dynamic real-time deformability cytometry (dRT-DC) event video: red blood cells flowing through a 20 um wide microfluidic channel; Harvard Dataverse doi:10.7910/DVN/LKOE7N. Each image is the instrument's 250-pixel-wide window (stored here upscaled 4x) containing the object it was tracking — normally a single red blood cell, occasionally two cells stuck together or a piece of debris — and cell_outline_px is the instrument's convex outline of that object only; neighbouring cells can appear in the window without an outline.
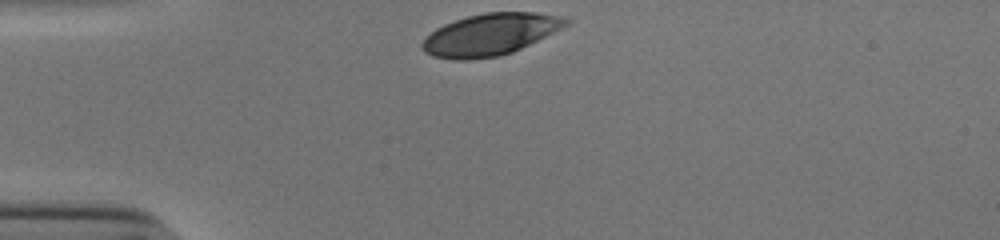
{"species": "human", "species_latin": "Homo sapiens", "temperature_condition": "cold", "stored_images_in_passage": 30, "camera_frame_rate_fps": 3000, "um_per_image_px": 0.085, "donor": {"sex": "male"}, "frame": {"image": 1, "passage_image": 1, "time_ms": 0.0, "image_size_px": [1000, 240], "cell_outline_px": [[572, 20], [568, 24], [512, 52], [500, 56], [468, 60], [452, 60], [432, 56], [424, 52], [420, 48], [420, 44], [436, 28], [444, 24], [468, 16], [484, 12], [536, 12], [568, 16]], "centroid_in_image_um": [41.66, 2.92], "position_along_channel_um": 43.3, "area_um2": 34.97}}
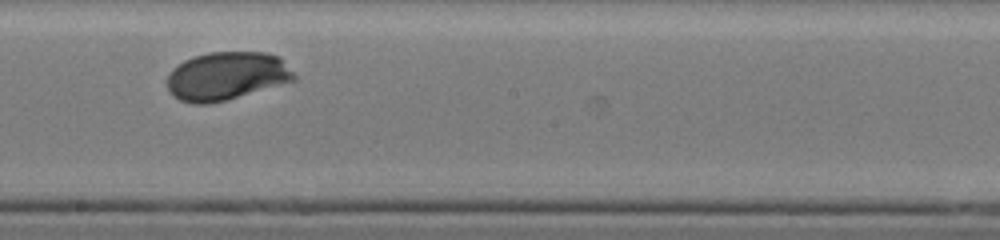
{"frame": {"image": 2, "passage_image": 18, "time_ms": 5.667, "image_size_px": [1000, 240], "cell_outline_px": [[296, 80], [224, 100], [208, 104], [192, 104], [180, 100], [172, 96], [168, 92], [168, 76], [172, 68], [184, 60], [196, 56], [212, 52], [264, 52], [280, 56], [296, 76]], "centroid_in_image_um": [19.24, 6.46], "position_along_channel_um": 229.0, "area_um2": 35.55}}
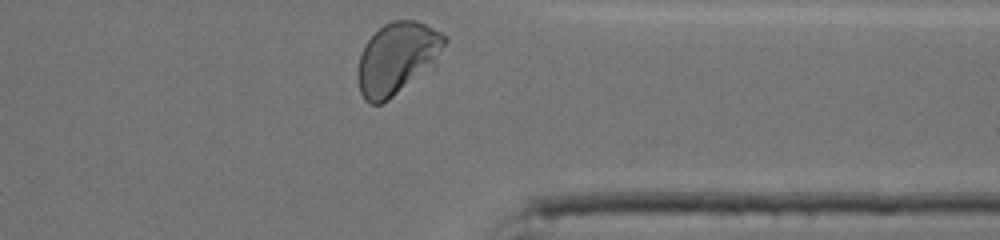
{"frame": {"image": 3, "passage_image": 30, "time_ms": 9.667, "image_size_px": [1000, 240], "cell_outline_px": [[448, 40], [436, 68], [388, 100], [380, 104], [368, 104], [364, 100], [360, 92], [356, 76], [356, 72], [360, 52], [364, 44], [384, 24], [392, 20], [416, 20], [440, 32]], "centroid_in_image_um": [33.78, 5.0], "position_along_channel_um": 377.6, "area_um2": 37.45}, "authors_computed_cell_mechanics": {"area_um2": 35.5181, "velocity_mm_per_s": 3.7975, "shape_relaxation_time_tau1_ms": 2.2512, "shape_relaxation_time_tau2_ms": null, "deformation_change_tau1": 0.1291, "deformation_change_tau2": null}}